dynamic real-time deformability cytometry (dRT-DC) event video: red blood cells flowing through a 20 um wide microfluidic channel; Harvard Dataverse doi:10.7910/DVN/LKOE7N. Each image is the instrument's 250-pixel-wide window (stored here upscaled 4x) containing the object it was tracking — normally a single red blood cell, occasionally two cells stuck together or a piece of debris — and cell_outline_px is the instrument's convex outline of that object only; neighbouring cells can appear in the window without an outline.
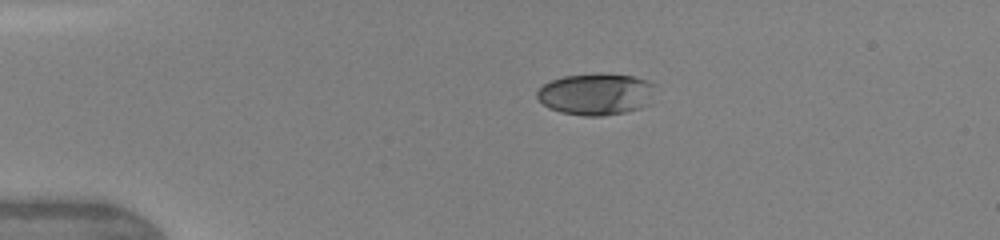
{"species": "human", "species_latin": "Homo sapiens", "temperature_condition": "warm", "stored_images_in_passage": 4, "camera_frame_rate_fps": 3000, "um_per_image_px": 0.085, "donor": {"sex": "female"}, "frame": {"image": 1, "passage_image": 1, "time_ms": 0.0, "image_size_px": [1000, 240], "cell_outline_px": [[656, 84], [648, 104], [640, 108], [624, 112], [600, 116], [584, 116], [560, 112], [548, 108], [536, 96], [536, 92], [544, 84], [552, 80], [564, 76], [600, 72], [608, 72], [632, 76], [648, 80]], "centroid_in_image_um": [50.67, 7.98], "position_along_channel_um": 34.3, "area_um2": 29.02}}